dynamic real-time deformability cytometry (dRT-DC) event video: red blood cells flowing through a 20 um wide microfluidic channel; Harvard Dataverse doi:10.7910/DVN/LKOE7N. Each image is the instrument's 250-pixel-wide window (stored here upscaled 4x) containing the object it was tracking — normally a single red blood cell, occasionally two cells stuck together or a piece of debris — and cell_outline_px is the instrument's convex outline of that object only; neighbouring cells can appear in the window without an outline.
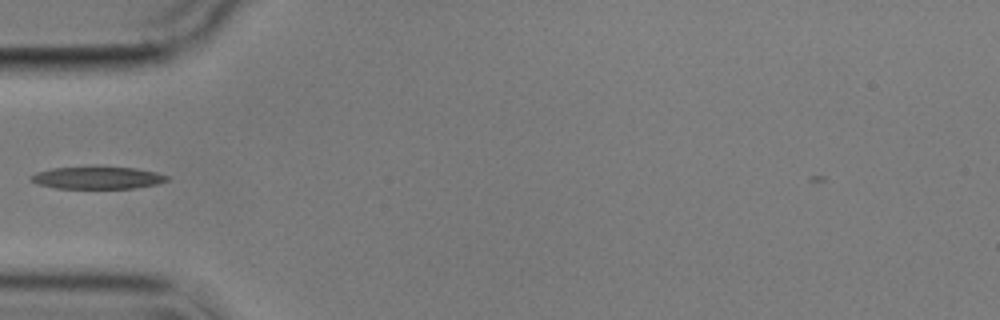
{"species": "common noctule bat (a hibernating species)", "species_latin": "Nyctalus noctula", "temperature_condition": "cold", "stored_images_in_passage": 1, "camera_frame_rate_fps": 3000, "um_per_image_px": 0.085, "animal": {"sex": "male", "body_mass_g": 17.9}, "frame": {"image": 1, "passage_image": 1, "time_ms": 0.0, "image_size_px": [1000, 320], "cell_outline_px": [[168, 180], [156, 184], [132, 188], [56, 188], [40, 184], [28, 180], [28, 176], [36, 172], [52, 168], [92, 164], [100, 164], [136, 168], [156, 172], [168, 176]], "centroid_in_image_um": [8.23, 15.05], "position_along_channel_um": 76.8, "area_um2": 18.55}}